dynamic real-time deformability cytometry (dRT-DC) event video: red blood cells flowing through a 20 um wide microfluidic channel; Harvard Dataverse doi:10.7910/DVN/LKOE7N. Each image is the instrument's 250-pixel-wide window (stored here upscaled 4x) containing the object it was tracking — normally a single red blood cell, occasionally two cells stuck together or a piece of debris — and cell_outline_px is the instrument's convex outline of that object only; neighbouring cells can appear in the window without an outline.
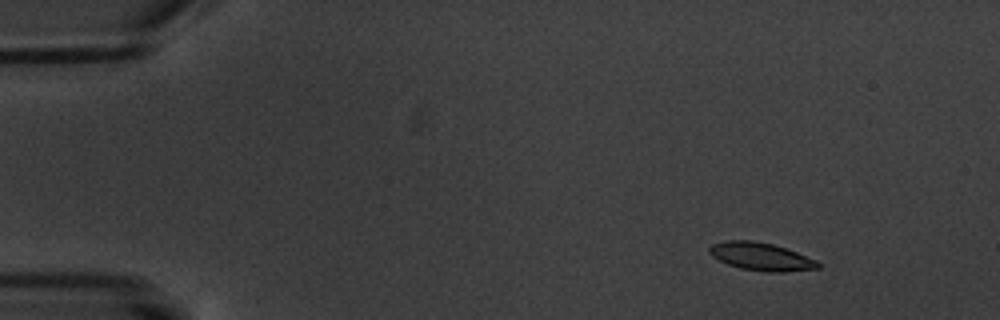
{"species": "common noctule bat (a hibernating species)", "species_latin": "Nyctalus noctula", "temperature_condition": "warm", "stored_images_in_passage": 6, "camera_frame_rate_fps": 3000, "um_per_image_px": 0.085, "animal": {"sex": "male", "body_mass_g": 20.1, "forearm_length_mm": 53.5}, "frame": {"image": 1, "passage_image": 3, "time_ms": 2.333, "image_size_px": [1000, 320], "cell_outline_px": [[820, 268], [784, 272], [764, 272], [740, 268], [728, 264], [712, 256], [708, 252], [708, 248], [712, 244], [724, 240], [752, 240], [772, 244], [796, 252], [816, 260], [820, 264]], "centroid_in_image_um": [64.66, 21.81], "position_along_channel_um": 20.3, "area_um2": 17.63}}
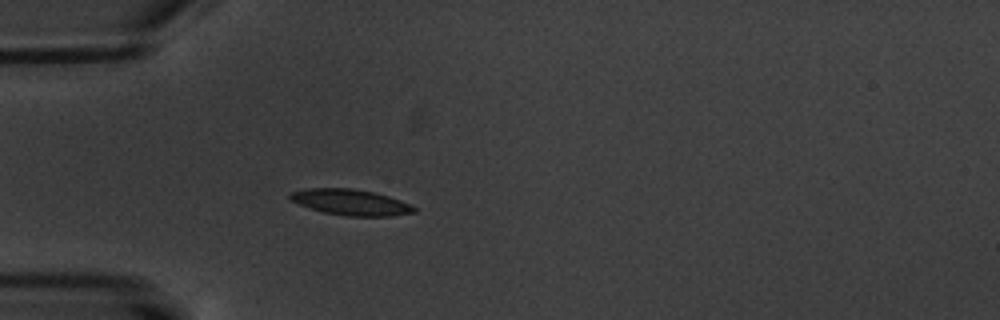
{"frame": {"image": 2, "passage_image": 6, "time_ms": 6.0, "image_size_px": [1000, 320], "cell_outline_px": [[416, 212], [392, 216], [344, 216], [324, 212], [300, 204], [292, 200], [288, 196], [292, 192], [304, 188], [352, 188], [372, 192], [388, 196], [400, 200], [416, 208]], "centroid_in_image_um": [29.82, 17.19], "position_along_channel_um": 55.2, "area_um2": 18.5}}